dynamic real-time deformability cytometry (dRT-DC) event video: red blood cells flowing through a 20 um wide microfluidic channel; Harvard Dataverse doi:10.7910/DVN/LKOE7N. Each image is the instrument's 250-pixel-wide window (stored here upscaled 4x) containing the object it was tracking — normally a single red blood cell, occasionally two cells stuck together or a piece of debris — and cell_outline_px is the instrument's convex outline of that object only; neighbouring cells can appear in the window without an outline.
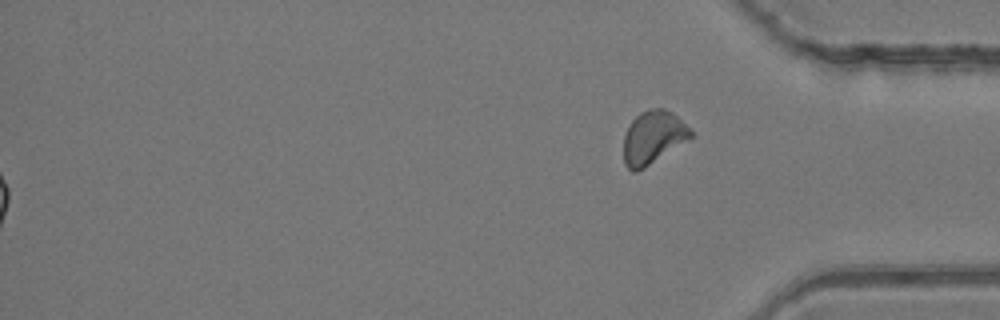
{"species": "common noctule bat (a hibernating species)", "species_latin": "Nyctalus noctula", "temperature_condition": "room temperature", "stored_images_in_passage": 37, "segment_of_instrument_passage": [2, 2], "camera_frame_rate_fps": 3000, "um_per_image_px": 0.085, "animal": {"sex": "female", "body_mass_g": 24.6, "forearm_length_mm": 56.2}, "frame": {"image": 1, "passage_image": 37, "time_ms": 12.0, "image_size_px": [1000, 320], "cell_outline_px": [[692, 136], [644, 168], [636, 172], [632, 172], [624, 164], [624, 136], [632, 120], [640, 112], [652, 108], [664, 108], [672, 112], [692, 132]], "centroid_in_image_um": [55.46, 11.68], "position_along_channel_um": 379.7, "area_um2": 20.23}}